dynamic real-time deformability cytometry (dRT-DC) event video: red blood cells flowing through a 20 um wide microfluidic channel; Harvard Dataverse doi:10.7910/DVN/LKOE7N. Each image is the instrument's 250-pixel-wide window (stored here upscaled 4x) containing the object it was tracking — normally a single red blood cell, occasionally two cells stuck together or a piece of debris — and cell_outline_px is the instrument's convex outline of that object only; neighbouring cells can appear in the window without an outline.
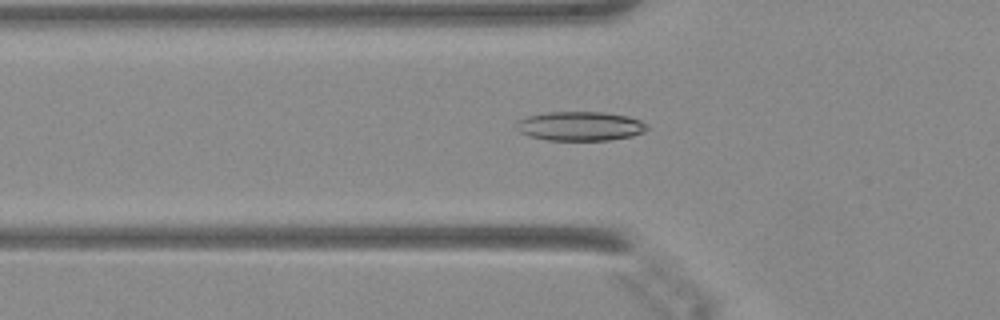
{"species": "Egyptian fruit bat (a non-hibernating species)", "species_latin": "Rousettus aegyptiacus", "temperature_condition": "warm", "stored_images_in_passage": 35, "camera_frame_rate_fps": 3000, "um_per_image_px": 0.085, "animal": {"sex": "female"}, "frame": {"image": 1, "passage_image": 3, "time_ms": 0.667, "image_size_px": [1000, 320], "cell_outline_px": [[648, 128], [644, 132], [632, 136], [608, 140], [548, 140], [528, 136], [520, 132], [516, 128], [516, 120], [528, 116], [548, 112], [604, 112], [628, 116], [640, 120], [648, 124]], "centroid_in_image_um": [49.31, 10.72], "position_along_channel_um": 76.5, "area_um2": 22.37}}
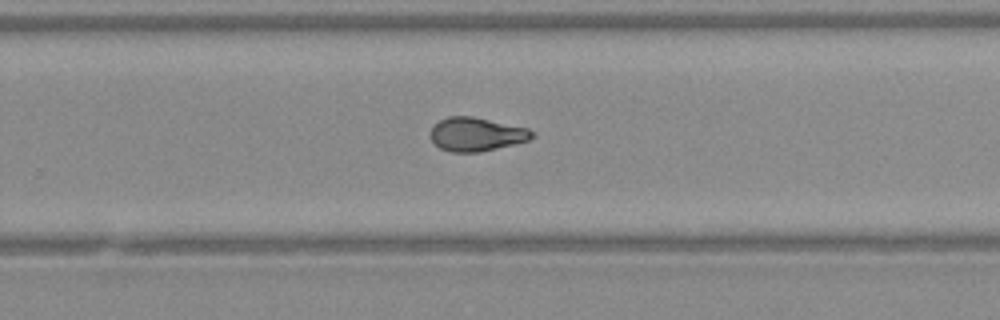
{"frame": {"image": 2, "passage_image": 18, "time_ms": 5.667, "image_size_px": [1000, 320], "cell_outline_px": [[532, 136], [528, 140], [496, 148], [476, 152], [452, 152], [440, 148], [428, 136], [432, 128], [440, 120], [448, 116], [472, 116], [528, 128], [532, 132]], "centroid_in_image_um": [40.44, 11.4], "position_along_channel_um": 289.4, "area_um2": 19.59}}
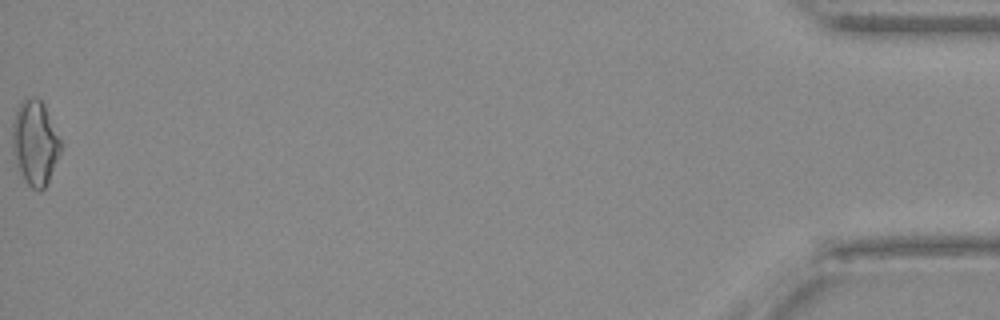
{"frame": {"image": 3, "passage_image": 35, "time_ms": 11.333, "image_size_px": [1000, 320], "cell_outline_px": [[64, 144], [48, 180], [44, 188], [40, 192], [32, 188], [28, 184], [20, 172], [12, 140], [12, 124], [16, 108], [20, 100], [32, 96], [36, 96], [44, 104]], "centroid_in_image_um": [3.0, 12.07], "position_along_channel_um": 432.2, "area_um2": 23.87}}